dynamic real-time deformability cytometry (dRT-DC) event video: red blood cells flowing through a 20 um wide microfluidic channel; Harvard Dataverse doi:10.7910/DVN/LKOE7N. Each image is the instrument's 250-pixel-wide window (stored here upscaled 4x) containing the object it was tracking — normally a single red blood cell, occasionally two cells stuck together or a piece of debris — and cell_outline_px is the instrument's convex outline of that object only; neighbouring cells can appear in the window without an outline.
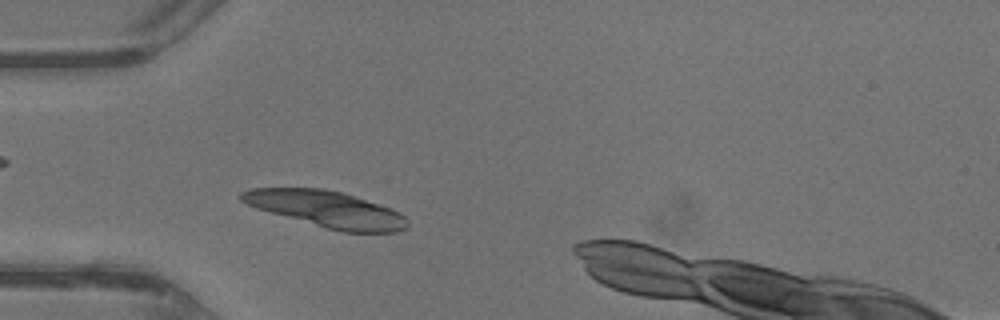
{"species": "common noctule bat (a hibernating species)", "species_latin": "Nyctalus noctula", "temperature_condition": "warm", "stored_images_in_passage": 35, "segment_of_instrument_passage": [1, 2], "camera_frame_rate_fps": 3000, "um_per_image_px": 0.085, "animal": {"sex": "male", "body_mass_g": 13.3}, "frame": {"image": 1, "passage_image": 4, "time_ms": 1.0, "image_size_px": [1000, 320], "cell_outline_px": [[408, 228], [396, 232], [340, 232], [256, 208], [240, 200], [236, 196], [240, 192], [252, 188], [324, 188], [344, 192], [392, 208], [400, 212], [408, 220]], "centroid_in_image_um": [27.78, 17.77], "position_along_channel_um": 57.2, "area_um2": 35.32}}
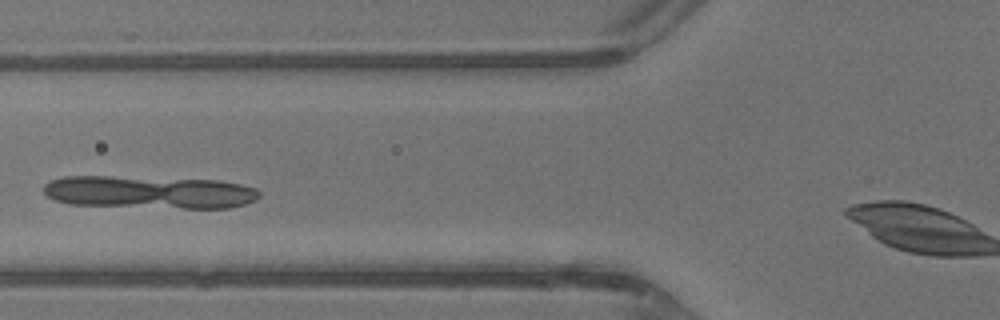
{"frame": {"image": 2, "passage_image": 8, "time_ms": 2.333, "image_size_px": [1000, 320], "cell_outline_px": [[260, 196], [256, 200], [244, 204], [228, 208], [184, 208], [68, 204], [44, 196], [44, 184], [52, 180], [64, 176], [112, 176], [220, 180], [240, 184], [256, 188], [260, 192]], "centroid_in_image_um": [12.69, 16.33], "position_along_channel_um": 113.1, "area_um2": 41.33}}
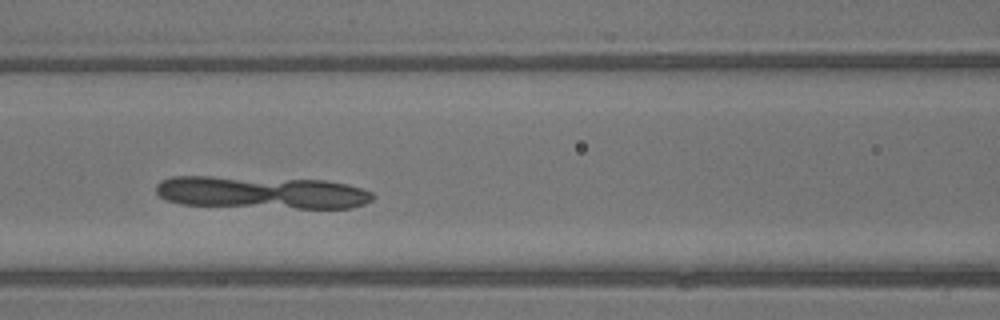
{"frame": {"image": 3, "passage_image": 10, "time_ms": 3.0, "image_size_px": [1000, 320], "cell_outline_px": [[376, 196], [372, 200], [364, 204], [348, 208], [296, 208], [180, 204], [168, 200], [160, 196], [156, 192], [156, 184], [160, 180], [172, 176], [212, 176], [324, 180], [348, 184], [372, 192]], "centroid_in_image_um": [22.23, 16.35], "position_along_channel_um": 144.4, "area_um2": 41.21}}